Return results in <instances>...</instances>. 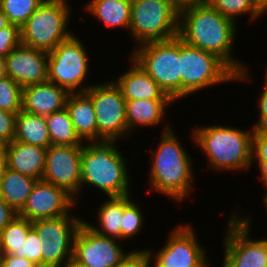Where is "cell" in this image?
I'll return each instance as SVG.
<instances>
[{"label":"cell","mask_w":267,"mask_h":267,"mask_svg":"<svg viewBox=\"0 0 267 267\" xmlns=\"http://www.w3.org/2000/svg\"><path fill=\"white\" fill-rule=\"evenodd\" d=\"M237 24L209 3L179 13L178 37L189 45L220 58L235 74V82H253L247 65L233 58Z\"/></svg>","instance_id":"obj_1"},{"label":"cell","mask_w":267,"mask_h":267,"mask_svg":"<svg viewBox=\"0 0 267 267\" xmlns=\"http://www.w3.org/2000/svg\"><path fill=\"white\" fill-rule=\"evenodd\" d=\"M171 126L165 124L158 146L155 151L150 150L152 159L148 187L179 203L185 202L193 193L194 160H191V155Z\"/></svg>","instance_id":"obj_2"},{"label":"cell","mask_w":267,"mask_h":267,"mask_svg":"<svg viewBox=\"0 0 267 267\" xmlns=\"http://www.w3.org/2000/svg\"><path fill=\"white\" fill-rule=\"evenodd\" d=\"M119 141L86 142L81 152V191L95 187L107 197L131 194V180L124 153L118 148ZM127 161V162H126Z\"/></svg>","instance_id":"obj_3"},{"label":"cell","mask_w":267,"mask_h":267,"mask_svg":"<svg viewBox=\"0 0 267 267\" xmlns=\"http://www.w3.org/2000/svg\"><path fill=\"white\" fill-rule=\"evenodd\" d=\"M190 137L201 148L208 167L216 172L248 171L251 166L254 128L245 131L225 125H202L192 129Z\"/></svg>","instance_id":"obj_4"},{"label":"cell","mask_w":267,"mask_h":267,"mask_svg":"<svg viewBox=\"0 0 267 267\" xmlns=\"http://www.w3.org/2000/svg\"><path fill=\"white\" fill-rule=\"evenodd\" d=\"M68 0H44L20 27L21 44L50 52L74 33L68 28L72 15Z\"/></svg>","instance_id":"obj_5"},{"label":"cell","mask_w":267,"mask_h":267,"mask_svg":"<svg viewBox=\"0 0 267 267\" xmlns=\"http://www.w3.org/2000/svg\"><path fill=\"white\" fill-rule=\"evenodd\" d=\"M180 100L204 88L235 81L236 74L216 55L179 38Z\"/></svg>","instance_id":"obj_6"},{"label":"cell","mask_w":267,"mask_h":267,"mask_svg":"<svg viewBox=\"0 0 267 267\" xmlns=\"http://www.w3.org/2000/svg\"><path fill=\"white\" fill-rule=\"evenodd\" d=\"M131 56L174 102L180 99L179 37L143 43Z\"/></svg>","instance_id":"obj_7"},{"label":"cell","mask_w":267,"mask_h":267,"mask_svg":"<svg viewBox=\"0 0 267 267\" xmlns=\"http://www.w3.org/2000/svg\"><path fill=\"white\" fill-rule=\"evenodd\" d=\"M179 13L171 0H132L129 26L134 47L178 36Z\"/></svg>","instance_id":"obj_8"},{"label":"cell","mask_w":267,"mask_h":267,"mask_svg":"<svg viewBox=\"0 0 267 267\" xmlns=\"http://www.w3.org/2000/svg\"><path fill=\"white\" fill-rule=\"evenodd\" d=\"M84 47L82 40L73 34L48 52V81L69 93L87 91L92 84L85 82L90 73V56Z\"/></svg>","instance_id":"obj_9"},{"label":"cell","mask_w":267,"mask_h":267,"mask_svg":"<svg viewBox=\"0 0 267 267\" xmlns=\"http://www.w3.org/2000/svg\"><path fill=\"white\" fill-rule=\"evenodd\" d=\"M238 208L234 207L226 221L223 259L232 267H267V238L252 239V218Z\"/></svg>","instance_id":"obj_10"},{"label":"cell","mask_w":267,"mask_h":267,"mask_svg":"<svg viewBox=\"0 0 267 267\" xmlns=\"http://www.w3.org/2000/svg\"><path fill=\"white\" fill-rule=\"evenodd\" d=\"M85 93L94 107L97 141L128 139L126 100L115 83L112 80L94 83Z\"/></svg>","instance_id":"obj_11"},{"label":"cell","mask_w":267,"mask_h":267,"mask_svg":"<svg viewBox=\"0 0 267 267\" xmlns=\"http://www.w3.org/2000/svg\"><path fill=\"white\" fill-rule=\"evenodd\" d=\"M83 221L82 217L71 213L32 222L42 242V267H62L73 257V241Z\"/></svg>","instance_id":"obj_12"},{"label":"cell","mask_w":267,"mask_h":267,"mask_svg":"<svg viewBox=\"0 0 267 267\" xmlns=\"http://www.w3.org/2000/svg\"><path fill=\"white\" fill-rule=\"evenodd\" d=\"M195 231L188 223L177 225L169 231L161 249L155 252L146 248L153 264L151 267H207V251Z\"/></svg>","instance_id":"obj_13"},{"label":"cell","mask_w":267,"mask_h":267,"mask_svg":"<svg viewBox=\"0 0 267 267\" xmlns=\"http://www.w3.org/2000/svg\"><path fill=\"white\" fill-rule=\"evenodd\" d=\"M124 241L98 235L83 221L73 241V259L86 267H115L128 253Z\"/></svg>","instance_id":"obj_14"},{"label":"cell","mask_w":267,"mask_h":267,"mask_svg":"<svg viewBox=\"0 0 267 267\" xmlns=\"http://www.w3.org/2000/svg\"><path fill=\"white\" fill-rule=\"evenodd\" d=\"M82 146L50 145L46 149L42 180L80 199Z\"/></svg>","instance_id":"obj_15"},{"label":"cell","mask_w":267,"mask_h":267,"mask_svg":"<svg viewBox=\"0 0 267 267\" xmlns=\"http://www.w3.org/2000/svg\"><path fill=\"white\" fill-rule=\"evenodd\" d=\"M75 198L66 190L44 180H37L24 207L17 215L31 222L40 219H51L71 214Z\"/></svg>","instance_id":"obj_16"},{"label":"cell","mask_w":267,"mask_h":267,"mask_svg":"<svg viewBox=\"0 0 267 267\" xmlns=\"http://www.w3.org/2000/svg\"><path fill=\"white\" fill-rule=\"evenodd\" d=\"M6 75L21 87L48 81V52L20 44L5 56Z\"/></svg>","instance_id":"obj_17"},{"label":"cell","mask_w":267,"mask_h":267,"mask_svg":"<svg viewBox=\"0 0 267 267\" xmlns=\"http://www.w3.org/2000/svg\"><path fill=\"white\" fill-rule=\"evenodd\" d=\"M69 94L49 81L27 85L22 87V110L46 117L65 108Z\"/></svg>","instance_id":"obj_18"},{"label":"cell","mask_w":267,"mask_h":267,"mask_svg":"<svg viewBox=\"0 0 267 267\" xmlns=\"http://www.w3.org/2000/svg\"><path fill=\"white\" fill-rule=\"evenodd\" d=\"M128 59V70L112 80L126 101L171 99L131 56Z\"/></svg>","instance_id":"obj_19"},{"label":"cell","mask_w":267,"mask_h":267,"mask_svg":"<svg viewBox=\"0 0 267 267\" xmlns=\"http://www.w3.org/2000/svg\"><path fill=\"white\" fill-rule=\"evenodd\" d=\"M7 168L41 180L45 169L46 148L13 140L5 145Z\"/></svg>","instance_id":"obj_20"},{"label":"cell","mask_w":267,"mask_h":267,"mask_svg":"<svg viewBox=\"0 0 267 267\" xmlns=\"http://www.w3.org/2000/svg\"><path fill=\"white\" fill-rule=\"evenodd\" d=\"M172 99H150L126 101V121L129 135L137 128L156 127L162 124Z\"/></svg>","instance_id":"obj_21"},{"label":"cell","mask_w":267,"mask_h":267,"mask_svg":"<svg viewBox=\"0 0 267 267\" xmlns=\"http://www.w3.org/2000/svg\"><path fill=\"white\" fill-rule=\"evenodd\" d=\"M66 110L76 134L84 142L97 141V123L91 98L85 93H70Z\"/></svg>","instance_id":"obj_22"},{"label":"cell","mask_w":267,"mask_h":267,"mask_svg":"<svg viewBox=\"0 0 267 267\" xmlns=\"http://www.w3.org/2000/svg\"><path fill=\"white\" fill-rule=\"evenodd\" d=\"M84 6L85 12L92 14L104 26L127 28L129 32L132 0H89Z\"/></svg>","instance_id":"obj_23"},{"label":"cell","mask_w":267,"mask_h":267,"mask_svg":"<svg viewBox=\"0 0 267 267\" xmlns=\"http://www.w3.org/2000/svg\"><path fill=\"white\" fill-rule=\"evenodd\" d=\"M15 141L48 148L51 140L44 116L29 114L21 110L16 114Z\"/></svg>","instance_id":"obj_24"},{"label":"cell","mask_w":267,"mask_h":267,"mask_svg":"<svg viewBox=\"0 0 267 267\" xmlns=\"http://www.w3.org/2000/svg\"><path fill=\"white\" fill-rule=\"evenodd\" d=\"M97 225H93L91 222H84L95 233L105 237H112L121 240V221L123 215V196L120 197H108L98 207Z\"/></svg>","instance_id":"obj_25"},{"label":"cell","mask_w":267,"mask_h":267,"mask_svg":"<svg viewBox=\"0 0 267 267\" xmlns=\"http://www.w3.org/2000/svg\"><path fill=\"white\" fill-rule=\"evenodd\" d=\"M37 179L6 168L0 184V196L17 213L24 207Z\"/></svg>","instance_id":"obj_26"},{"label":"cell","mask_w":267,"mask_h":267,"mask_svg":"<svg viewBox=\"0 0 267 267\" xmlns=\"http://www.w3.org/2000/svg\"><path fill=\"white\" fill-rule=\"evenodd\" d=\"M51 145L83 146L66 108L45 117Z\"/></svg>","instance_id":"obj_27"},{"label":"cell","mask_w":267,"mask_h":267,"mask_svg":"<svg viewBox=\"0 0 267 267\" xmlns=\"http://www.w3.org/2000/svg\"><path fill=\"white\" fill-rule=\"evenodd\" d=\"M32 222L16 215L13 220L0 231V254H12L21 257V246L25 242Z\"/></svg>","instance_id":"obj_28"},{"label":"cell","mask_w":267,"mask_h":267,"mask_svg":"<svg viewBox=\"0 0 267 267\" xmlns=\"http://www.w3.org/2000/svg\"><path fill=\"white\" fill-rule=\"evenodd\" d=\"M209 4L235 22L238 17H244L245 14L249 16V21H255L266 14L255 0H209Z\"/></svg>","instance_id":"obj_29"},{"label":"cell","mask_w":267,"mask_h":267,"mask_svg":"<svg viewBox=\"0 0 267 267\" xmlns=\"http://www.w3.org/2000/svg\"><path fill=\"white\" fill-rule=\"evenodd\" d=\"M133 194L123 196V215L121 221V241L134 238L143 229L144 214L139 204L133 201ZM124 239V240H123Z\"/></svg>","instance_id":"obj_30"},{"label":"cell","mask_w":267,"mask_h":267,"mask_svg":"<svg viewBox=\"0 0 267 267\" xmlns=\"http://www.w3.org/2000/svg\"><path fill=\"white\" fill-rule=\"evenodd\" d=\"M44 0H0V9L10 24L21 27Z\"/></svg>","instance_id":"obj_31"},{"label":"cell","mask_w":267,"mask_h":267,"mask_svg":"<svg viewBox=\"0 0 267 267\" xmlns=\"http://www.w3.org/2000/svg\"><path fill=\"white\" fill-rule=\"evenodd\" d=\"M0 109L15 114L22 110V87L8 76L0 79Z\"/></svg>","instance_id":"obj_32"},{"label":"cell","mask_w":267,"mask_h":267,"mask_svg":"<svg viewBox=\"0 0 267 267\" xmlns=\"http://www.w3.org/2000/svg\"><path fill=\"white\" fill-rule=\"evenodd\" d=\"M42 242L37 232L32 228L21 246V257L27 258L42 267Z\"/></svg>","instance_id":"obj_33"},{"label":"cell","mask_w":267,"mask_h":267,"mask_svg":"<svg viewBox=\"0 0 267 267\" xmlns=\"http://www.w3.org/2000/svg\"><path fill=\"white\" fill-rule=\"evenodd\" d=\"M21 44L20 27L14 24L0 29V57L5 58L13 49Z\"/></svg>","instance_id":"obj_34"},{"label":"cell","mask_w":267,"mask_h":267,"mask_svg":"<svg viewBox=\"0 0 267 267\" xmlns=\"http://www.w3.org/2000/svg\"><path fill=\"white\" fill-rule=\"evenodd\" d=\"M16 114L0 109V145L11 143L15 137Z\"/></svg>","instance_id":"obj_35"},{"label":"cell","mask_w":267,"mask_h":267,"mask_svg":"<svg viewBox=\"0 0 267 267\" xmlns=\"http://www.w3.org/2000/svg\"><path fill=\"white\" fill-rule=\"evenodd\" d=\"M267 161V129H254L252 136L251 165Z\"/></svg>","instance_id":"obj_36"},{"label":"cell","mask_w":267,"mask_h":267,"mask_svg":"<svg viewBox=\"0 0 267 267\" xmlns=\"http://www.w3.org/2000/svg\"><path fill=\"white\" fill-rule=\"evenodd\" d=\"M150 255L146 248L132 249L115 267H151Z\"/></svg>","instance_id":"obj_37"},{"label":"cell","mask_w":267,"mask_h":267,"mask_svg":"<svg viewBox=\"0 0 267 267\" xmlns=\"http://www.w3.org/2000/svg\"><path fill=\"white\" fill-rule=\"evenodd\" d=\"M264 86L261 93L258 95L259 114L257 122L252 125L254 129H267V77L264 76Z\"/></svg>","instance_id":"obj_38"},{"label":"cell","mask_w":267,"mask_h":267,"mask_svg":"<svg viewBox=\"0 0 267 267\" xmlns=\"http://www.w3.org/2000/svg\"><path fill=\"white\" fill-rule=\"evenodd\" d=\"M0 267H40L27 258L14 256L12 254H0Z\"/></svg>","instance_id":"obj_39"},{"label":"cell","mask_w":267,"mask_h":267,"mask_svg":"<svg viewBox=\"0 0 267 267\" xmlns=\"http://www.w3.org/2000/svg\"><path fill=\"white\" fill-rule=\"evenodd\" d=\"M16 215L17 212L0 196V231H2Z\"/></svg>","instance_id":"obj_40"},{"label":"cell","mask_w":267,"mask_h":267,"mask_svg":"<svg viewBox=\"0 0 267 267\" xmlns=\"http://www.w3.org/2000/svg\"><path fill=\"white\" fill-rule=\"evenodd\" d=\"M209 0H171L173 8L178 12L208 4Z\"/></svg>","instance_id":"obj_41"},{"label":"cell","mask_w":267,"mask_h":267,"mask_svg":"<svg viewBox=\"0 0 267 267\" xmlns=\"http://www.w3.org/2000/svg\"><path fill=\"white\" fill-rule=\"evenodd\" d=\"M258 165V170L261 176L259 177V180L262 182L264 189L267 188V161H256Z\"/></svg>","instance_id":"obj_42"},{"label":"cell","mask_w":267,"mask_h":267,"mask_svg":"<svg viewBox=\"0 0 267 267\" xmlns=\"http://www.w3.org/2000/svg\"><path fill=\"white\" fill-rule=\"evenodd\" d=\"M7 168V153L5 145H0V184L3 179L4 172Z\"/></svg>","instance_id":"obj_43"},{"label":"cell","mask_w":267,"mask_h":267,"mask_svg":"<svg viewBox=\"0 0 267 267\" xmlns=\"http://www.w3.org/2000/svg\"><path fill=\"white\" fill-rule=\"evenodd\" d=\"M9 25H10V22L8 21L7 16L0 9V29H3Z\"/></svg>","instance_id":"obj_44"},{"label":"cell","mask_w":267,"mask_h":267,"mask_svg":"<svg viewBox=\"0 0 267 267\" xmlns=\"http://www.w3.org/2000/svg\"><path fill=\"white\" fill-rule=\"evenodd\" d=\"M6 62L5 58L0 57V79L6 77Z\"/></svg>","instance_id":"obj_45"},{"label":"cell","mask_w":267,"mask_h":267,"mask_svg":"<svg viewBox=\"0 0 267 267\" xmlns=\"http://www.w3.org/2000/svg\"><path fill=\"white\" fill-rule=\"evenodd\" d=\"M62 267H86V266L80 264L75 259L70 258Z\"/></svg>","instance_id":"obj_46"},{"label":"cell","mask_w":267,"mask_h":267,"mask_svg":"<svg viewBox=\"0 0 267 267\" xmlns=\"http://www.w3.org/2000/svg\"><path fill=\"white\" fill-rule=\"evenodd\" d=\"M255 1L267 13V0H255Z\"/></svg>","instance_id":"obj_47"},{"label":"cell","mask_w":267,"mask_h":267,"mask_svg":"<svg viewBox=\"0 0 267 267\" xmlns=\"http://www.w3.org/2000/svg\"><path fill=\"white\" fill-rule=\"evenodd\" d=\"M267 190V188H266ZM265 190L264 196H263V204H264V208L266 209L267 212V191Z\"/></svg>","instance_id":"obj_48"},{"label":"cell","mask_w":267,"mask_h":267,"mask_svg":"<svg viewBox=\"0 0 267 267\" xmlns=\"http://www.w3.org/2000/svg\"><path fill=\"white\" fill-rule=\"evenodd\" d=\"M222 262L223 263H221L222 265V267H232L230 264H228L224 259L222 260ZM211 265H210V263H209V261H208V265H207V267H210Z\"/></svg>","instance_id":"obj_49"}]
</instances>
